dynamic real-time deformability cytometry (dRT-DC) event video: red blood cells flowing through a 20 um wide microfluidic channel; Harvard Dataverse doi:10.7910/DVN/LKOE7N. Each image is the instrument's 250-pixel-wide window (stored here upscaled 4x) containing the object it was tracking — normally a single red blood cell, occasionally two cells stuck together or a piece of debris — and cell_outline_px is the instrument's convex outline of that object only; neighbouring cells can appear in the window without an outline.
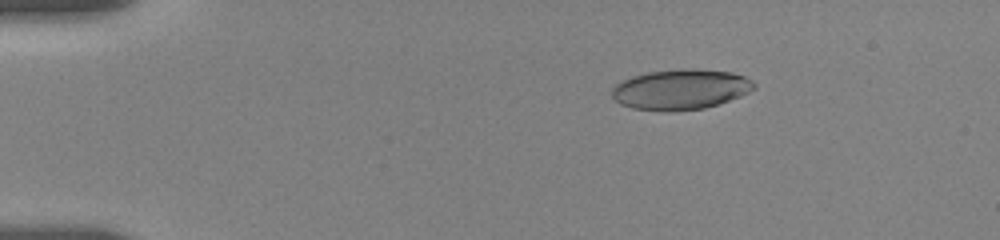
{"species": "human", "species_latin": "Homo sapiens", "temperature_condition": "room temperature", "stored_images_in_passage": 61, "camera_frame_rate_fps": 3000, "um_per_image_px": 0.085, "donor": {"sex": "female"}, "frame": {"image": 1, "passage_image": 10, "time_ms": 2.667, "image_size_px": [1000, 240], "cell_outline_px": [[756, 88], [740, 96], [720, 104], [704, 108], [676, 112], [668, 112], [632, 108], [620, 104], [612, 96], [612, 88], [616, 84], [632, 76], [648, 72], [684, 68], [696, 68], [732, 72], [744, 76], [752, 80], [756, 84]], "centroid_in_image_um": [57.88, 7.6], "position_along_channel_um": 27.1, "area_um2": 33.76}}
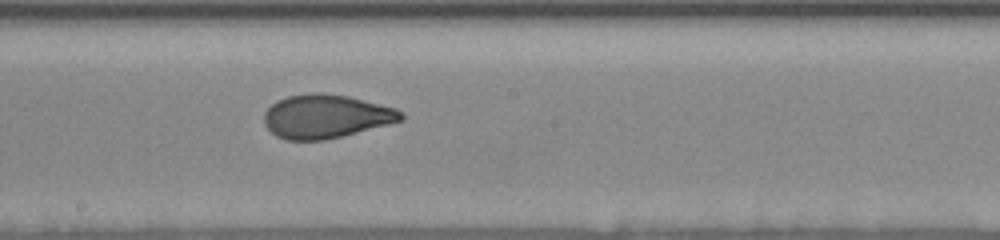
{"frame": {"image": 2, "passage_image": 32, "time_ms": 10.0, "image_size_px": [1000, 240], "cell_outline_px": [[404, 120], [324, 140], [288, 140], [276, 136], [264, 124], [264, 112], [276, 100], [288, 96], [312, 92], [320, 92], [348, 96], [396, 108], [404, 116]], "centroid_in_image_um": [27.67, 9.88], "position_along_channel_um": 220.5, "area_um2": 34.62}}
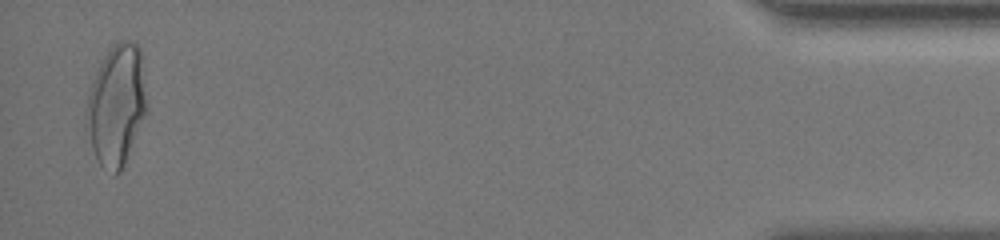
{"frame": {"image": 3, "passage_image": 61, "time_ms": 17.667, "image_size_px": [1000, 240], "cell_outline_px": [[148, 108], [124, 164], [120, 172], [116, 176], [100, 164], [92, 148], [84, 124], [88, 96], [92, 80], [104, 56], [120, 40], [128, 40], [136, 44], [140, 48], [148, 104]], "centroid_in_image_um": [9.9, 8.94], "position_along_channel_um": 425.3, "area_um2": 42.37}, "authors_computed_cell_mechanics": {"area_um2": 34.2176, "velocity_mm_per_s": 3.6524, "shape_relaxation_time_tau1_ms": 8.7051, "shape_relaxation_time_tau2_ms": 1.0167, "deformation_change_tau1": 0.2364, "deformation_change_tau2": 0.07}}